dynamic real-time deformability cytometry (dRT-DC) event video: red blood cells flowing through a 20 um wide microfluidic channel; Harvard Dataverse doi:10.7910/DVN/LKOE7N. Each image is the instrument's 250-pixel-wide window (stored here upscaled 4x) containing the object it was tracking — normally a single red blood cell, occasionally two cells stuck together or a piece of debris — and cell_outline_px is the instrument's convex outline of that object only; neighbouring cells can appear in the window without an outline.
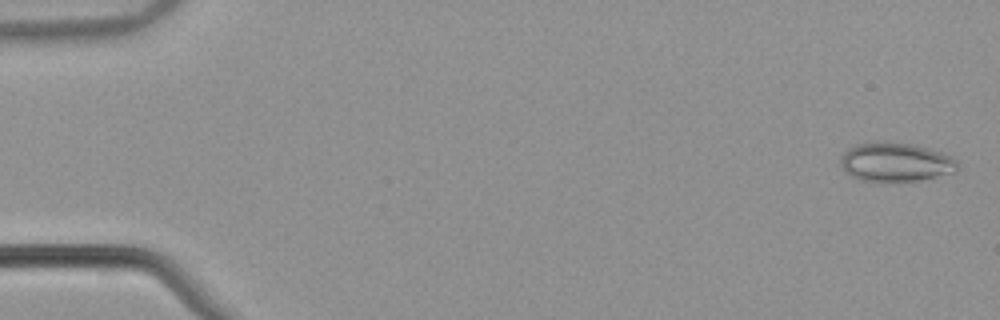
{"species": "common noctule bat (a hibernating species)", "species_latin": "Nyctalus noctula", "temperature_condition": "warm", "stored_images_in_passage": 54, "camera_frame_rate_fps": 3000, "um_per_image_px": 0.085, "animal": {"sex": "male", "body_mass_g": 21.5, "forearm_length_mm": 52.0}, "frame": {"image": 1, "passage_image": 2, "time_ms": 0.333, "image_size_px": [1000, 320], "cell_outline_px": [[960, 168], [952, 172], [920, 180], [880, 184], [860, 180], [844, 172], [840, 168], [840, 156], [848, 148], [856, 144], [872, 140], [912, 144], [944, 152], [956, 160], [960, 164]], "centroid_in_image_um": [76.07, 13.79], "position_along_channel_um": 8.9, "area_um2": 27.57}}
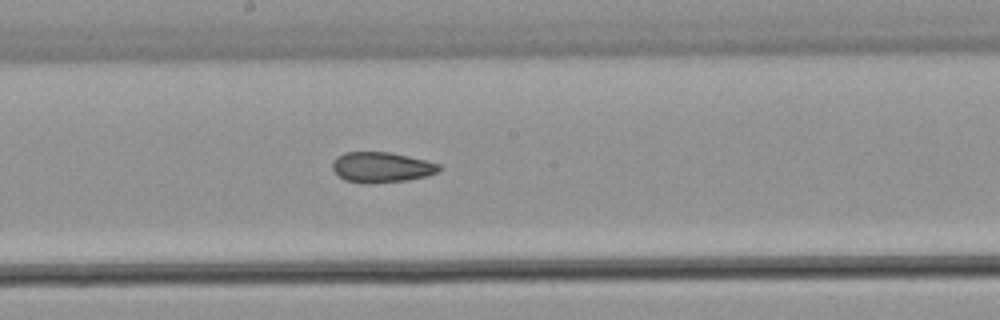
{"frame": {"image": 2, "passage_image": 30, "time_ms": 9.667, "image_size_px": [1000, 320], "cell_outline_px": [[440, 168], [436, 172], [424, 176], [408, 180], [344, 180], [332, 168], [332, 160], [336, 156], [344, 152], [388, 152], [408, 156], [440, 164]], "centroid_in_image_um": [32.41, 14.15], "position_along_channel_um": 215.8, "area_um2": 17.86}}
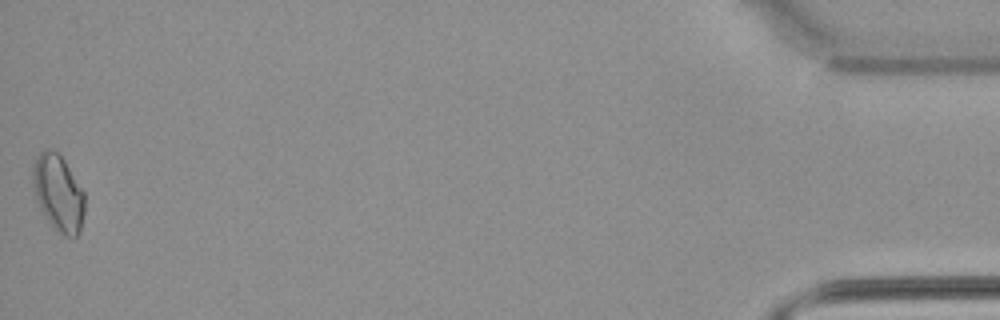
{"frame": {"image": 3, "passage_image": 54, "time_ms": 17.667, "image_size_px": [1000, 320], "cell_outline_px": [[84, 212], [80, 232], [72, 240], [56, 232], [40, 208], [36, 200], [32, 180], [32, 168], [40, 152], [44, 148], [48, 148], [56, 152], [64, 160], [84, 192]], "centroid_in_image_um": [4.96, 16.45], "position_along_channel_um": 430.2, "area_um2": 23.18}, "authors_computed_cell_mechanics": {"area_um2": 20.0277, "velocity_mm_per_s": 3.8672, "shape_relaxation_time_tau1_ms": null, "shape_relaxation_time_tau2_ms": 2.7508, "deformation_change_tau1": null, "deformation_change_tau2": 0.0781}}